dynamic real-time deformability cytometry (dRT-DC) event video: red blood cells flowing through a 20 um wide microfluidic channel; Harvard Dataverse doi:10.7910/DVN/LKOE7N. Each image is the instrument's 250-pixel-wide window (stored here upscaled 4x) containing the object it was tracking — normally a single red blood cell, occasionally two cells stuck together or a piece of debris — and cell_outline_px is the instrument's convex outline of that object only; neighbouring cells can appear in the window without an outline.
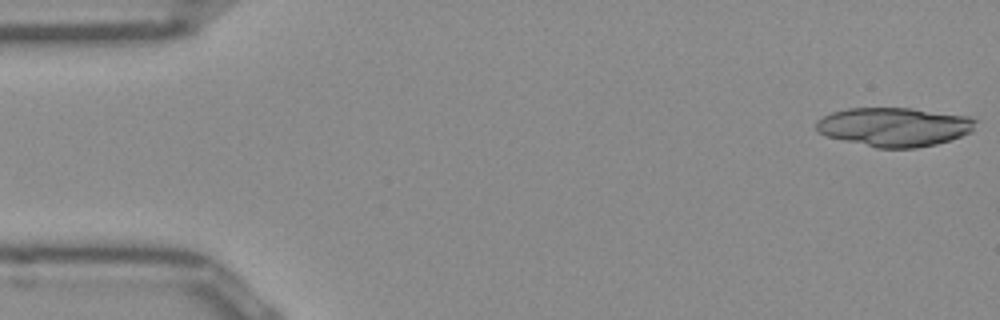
{"species": "Egyptian fruit bat (a non-hibernating species)", "species_latin": "Rousettus aegyptiacus", "temperature_condition": "room temperature", "stored_images_in_passage": 7, "camera_frame_rate_fps": 3000, "um_per_image_px": 0.085, "frame": {"image": 1, "passage_image": 1, "time_ms": 0.0, "image_size_px": [1000, 320], "cell_outline_px": [[980, 120], [972, 132], [936, 144], [916, 148], [876, 148], [824, 136], [816, 132], [816, 120], [832, 112], [848, 108], [912, 108], [972, 116]], "centroid_in_image_um": [76.03, 10.78], "position_along_channel_um": 9.0, "area_um2": 36.7}}